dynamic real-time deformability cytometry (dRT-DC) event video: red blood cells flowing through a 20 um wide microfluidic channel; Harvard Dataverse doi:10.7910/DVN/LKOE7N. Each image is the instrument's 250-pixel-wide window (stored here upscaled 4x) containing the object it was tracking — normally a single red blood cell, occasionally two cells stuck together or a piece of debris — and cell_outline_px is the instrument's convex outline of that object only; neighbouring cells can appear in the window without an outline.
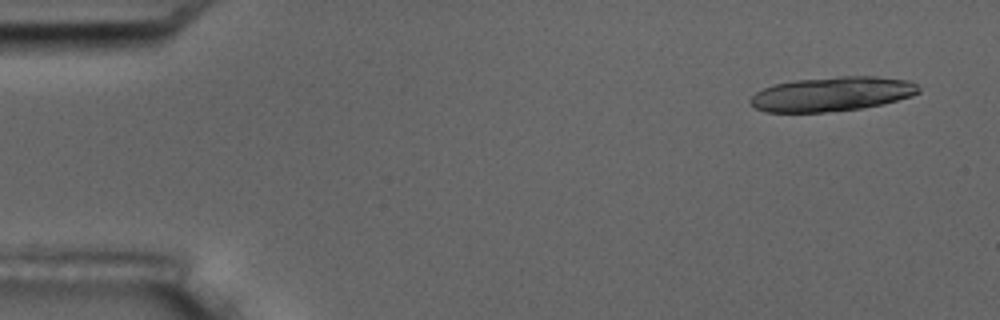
{"species": "common noctule bat (a hibernating species)", "species_latin": "Nyctalus noctula", "temperature_condition": "room temperature", "stored_images_in_passage": 5, "camera_frame_rate_fps": 3000, "um_per_image_px": 0.085, "animal": {"sex": "male", "body_mass_g": 17.5, "forearm_length_mm": 52.3}, "frame": {"image": 1, "passage_image": 1, "time_ms": 0.0, "image_size_px": [1000, 320], "cell_outline_px": [[920, 92], [912, 96], [884, 104], [860, 108], [824, 112], [764, 112], [748, 104], [748, 100], [756, 92], [764, 88], [776, 84], [796, 80], [840, 76], [876, 76], [908, 80], [916, 84], [920, 88]], "centroid_in_image_um": [70.72, 7.99], "position_along_channel_um": 14.3, "area_um2": 33.81}}